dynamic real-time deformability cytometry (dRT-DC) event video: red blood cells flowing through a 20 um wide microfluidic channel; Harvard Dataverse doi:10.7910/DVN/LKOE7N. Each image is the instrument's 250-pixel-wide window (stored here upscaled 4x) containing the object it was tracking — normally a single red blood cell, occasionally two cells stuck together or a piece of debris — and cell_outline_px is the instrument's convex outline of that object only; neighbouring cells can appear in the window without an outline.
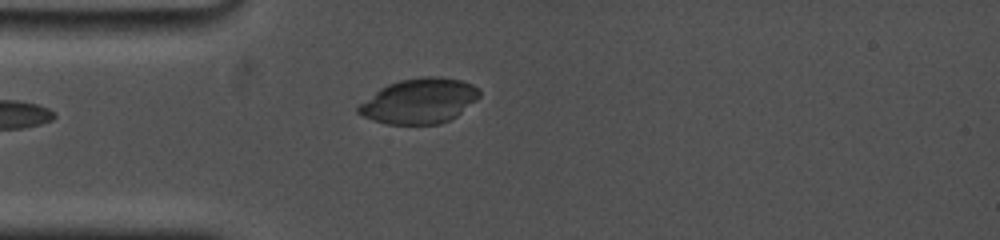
{"species": "common noctule bat (a hibernating species)", "species_latin": "Nyctalus noctula", "temperature_condition": "cold", "stored_images_in_passage": 7, "camera_frame_rate_fps": 5000, "um_per_image_px": 0.085, "animal": {"sex": "female", "body_mass_g": 19.0, "forearm_length_mm": 53.3}, "frame": {"image": 1, "passage_image": 1, "time_ms": 0.0, "image_size_px": [1000, 240], "cell_outline_px": [[480, 96], [476, 100], [456, 116], [440, 124], [388, 124], [372, 120], [356, 112], [356, 108], [360, 104], [380, 88], [388, 84], [400, 80], [424, 76], [440, 76], [460, 80], [472, 84], [480, 92]], "centroid_in_image_um": [35.64, 8.58], "position_along_channel_um": 49.4, "area_um2": 31.62}}